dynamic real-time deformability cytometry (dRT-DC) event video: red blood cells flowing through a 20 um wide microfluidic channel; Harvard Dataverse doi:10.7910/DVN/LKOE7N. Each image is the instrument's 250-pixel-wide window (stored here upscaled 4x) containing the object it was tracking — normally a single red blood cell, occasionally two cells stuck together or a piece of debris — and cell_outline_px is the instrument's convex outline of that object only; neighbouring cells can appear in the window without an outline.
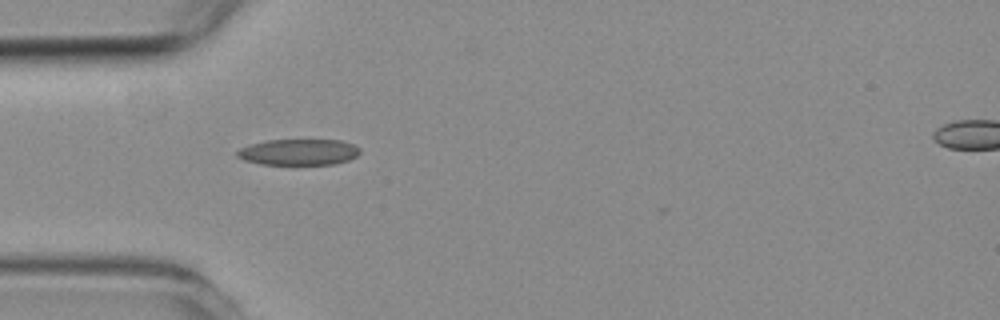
{"species": "common noctule bat (a hibernating species)", "species_latin": "Nyctalus noctula", "temperature_condition": "room temperature", "stored_images_in_passage": 1, "camera_frame_rate_fps": 3000, "um_per_image_px": 0.085, "animal": {"sex": "female", "body_mass_g": 19.3, "forearm_length_mm": 54.1}, "frame": {"image": 1, "passage_image": 1, "time_ms": 0.0, "image_size_px": [1000, 320], "cell_outline_px": [[360, 152], [356, 156], [348, 160], [336, 164], [260, 164], [244, 160], [236, 156], [236, 152], [240, 148], [252, 144], [268, 140], [340, 140], [352, 144], [360, 148]], "centroid_in_image_um": [25.39, 12.93], "position_along_channel_um": 59.6, "area_um2": 18.55}}